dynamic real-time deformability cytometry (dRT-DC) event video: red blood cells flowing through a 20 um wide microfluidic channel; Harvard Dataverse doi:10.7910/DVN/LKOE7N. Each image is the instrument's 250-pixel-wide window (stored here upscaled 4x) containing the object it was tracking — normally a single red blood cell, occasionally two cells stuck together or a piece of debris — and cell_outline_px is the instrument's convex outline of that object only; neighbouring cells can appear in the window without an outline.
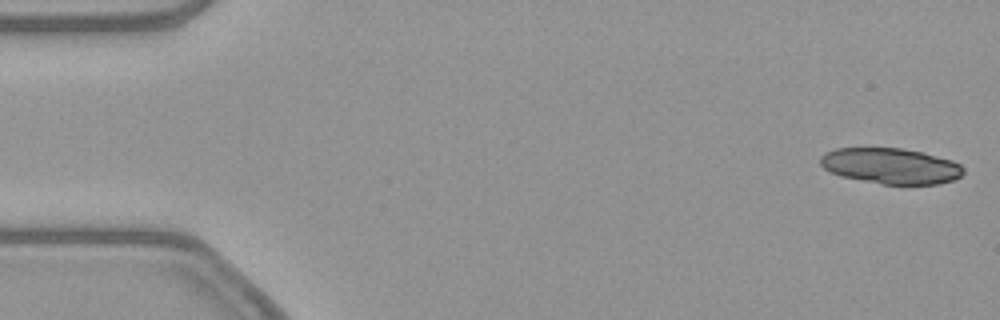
{"species": "common noctule bat (a hibernating species)", "species_latin": "Nyctalus noctula", "temperature_condition": "warm", "stored_images_in_passage": 52, "segment_of_instrument_passage": [1, 2], "camera_frame_rate_fps": 3000, "um_per_image_px": 0.085, "animal": {"sex": "female", "body_mass_g": 21.9}, "frame": {"image": 1, "passage_image": 1, "time_ms": 0.0, "image_size_px": [1000, 320], "cell_outline_px": [[964, 172], [960, 176], [952, 180], [936, 184], [884, 184], [840, 176], [828, 172], [820, 164], [820, 156], [824, 152], [836, 148], [900, 148], [924, 152], [952, 160], [960, 164], [964, 168]], "centroid_in_image_um": [75.69, 14.09], "position_along_channel_um": 9.3, "area_um2": 29.88}}